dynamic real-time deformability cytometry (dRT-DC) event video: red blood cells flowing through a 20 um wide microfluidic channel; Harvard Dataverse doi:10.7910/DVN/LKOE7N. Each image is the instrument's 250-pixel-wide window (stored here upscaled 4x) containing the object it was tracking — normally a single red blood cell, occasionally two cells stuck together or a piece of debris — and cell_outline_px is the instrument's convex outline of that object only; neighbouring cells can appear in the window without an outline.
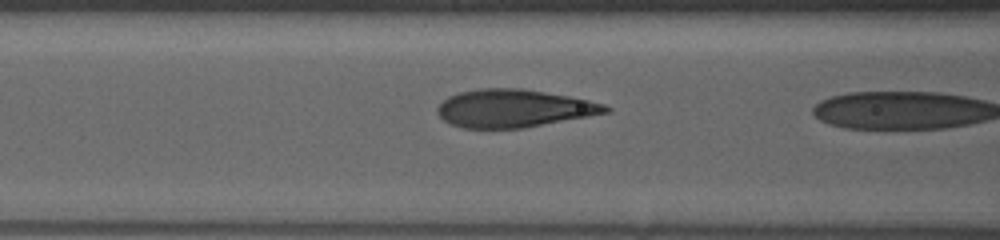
{"species": "human", "species_latin": "Homo sapiens", "temperature_condition": "warm", "stored_images_in_passage": 41, "camera_frame_rate_fps": 3000, "um_per_image_px": 0.085, "donor": {"sex": "female"}, "frame": {"image": 1, "passage_image": 40, "time_ms": 13.0, "image_size_px": [1000, 240], "cell_outline_px": [[612, 112], [524, 128], [464, 128], [452, 124], [444, 120], [436, 112], [436, 108], [448, 96], [460, 92], [480, 88], [524, 88], [568, 96], [588, 100], [604, 104], [612, 108]], "centroid_in_image_um": [43.7, 9.21], "position_along_channel_um": 122.9, "area_um2": 37.17}}